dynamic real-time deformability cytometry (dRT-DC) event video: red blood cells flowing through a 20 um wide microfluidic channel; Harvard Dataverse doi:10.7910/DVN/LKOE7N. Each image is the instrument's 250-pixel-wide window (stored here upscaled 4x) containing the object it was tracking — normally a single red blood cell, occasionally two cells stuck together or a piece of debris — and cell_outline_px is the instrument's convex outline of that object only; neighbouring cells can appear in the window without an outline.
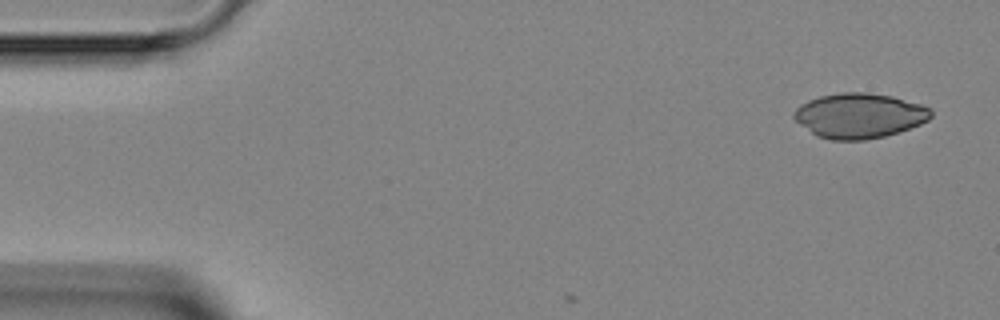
{"species": "Egyptian fruit bat (a non-hibernating species)", "species_latin": "Rousettus aegyptiacus", "temperature_condition": "room temperature", "stored_images_in_passage": 3, "camera_frame_rate_fps": 3000, "um_per_image_px": 0.085, "animal": {"sex": "female"}, "frame": {"image": 1, "passage_image": 1, "time_ms": 0.0, "image_size_px": [1000, 320], "cell_outline_px": [[932, 116], [928, 120], [920, 124], [884, 136], [864, 140], [832, 140], [816, 136], [800, 124], [792, 116], [792, 112], [800, 104], [808, 100], [820, 96], [840, 92], [868, 92], [892, 96], [920, 104], [932, 108]], "centroid_in_image_um": [73.02, 9.82], "position_along_channel_um": 12.0, "area_um2": 35.95}}